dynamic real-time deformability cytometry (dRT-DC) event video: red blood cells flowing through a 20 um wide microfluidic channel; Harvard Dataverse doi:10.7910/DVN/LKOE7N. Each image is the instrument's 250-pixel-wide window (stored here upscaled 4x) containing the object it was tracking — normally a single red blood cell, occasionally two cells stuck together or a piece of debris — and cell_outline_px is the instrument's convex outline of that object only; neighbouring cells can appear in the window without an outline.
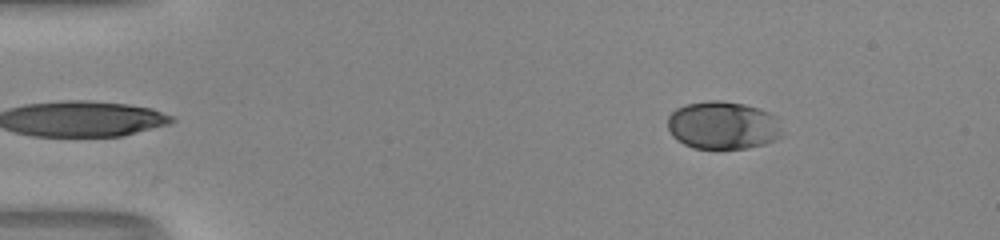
{"species": "human", "species_latin": "Homo sapiens", "temperature_condition": "room temperature", "stored_images_in_passage": 45, "camera_frame_rate_fps": 3000, "um_per_image_px": 0.085, "donor": {"sex": "male"}, "frame": {"image": 1, "passage_image": 1, "time_ms": 0.0, "image_size_px": [1000, 240], "cell_outline_px": [[784, 136], [776, 140], [764, 144], [748, 148], [692, 148], [676, 140], [672, 136], [668, 128], [668, 116], [676, 108], [684, 104], [708, 100], [724, 100], [744, 104], [760, 108], [776, 116], [784, 132]], "centroid_in_image_um": [61.47, 10.64], "position_along_channel_um": 23.5, "area_um2": 32.54}}
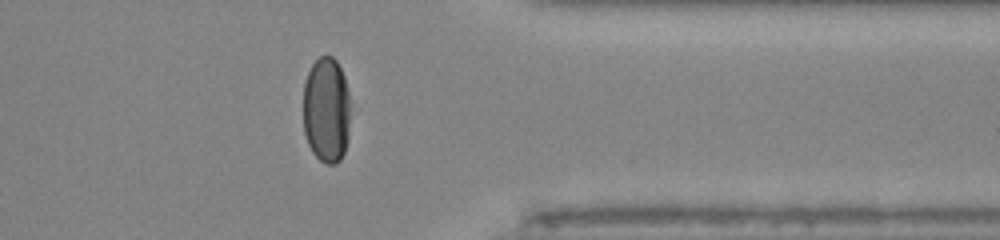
{"frame": {"image": 2, "passage_image": 35, "time_ms": 11.333, "image_size_px": [1000, 240], "cell_outline_px": [[348, 140], [344, 152], [340, 160], [336, 164], [328, 164], [320, 160], [312, 152], [308, 144], [304, 132], [304, 84], [308, 72], [312, 64], [320, 56], [332, 56], [336, 60], [344, 76], [348, 92]], "centroid_in_image_um": [27.73, 9.36], "position_along_channel_um": 383.7, "area_um2": 28.96}}
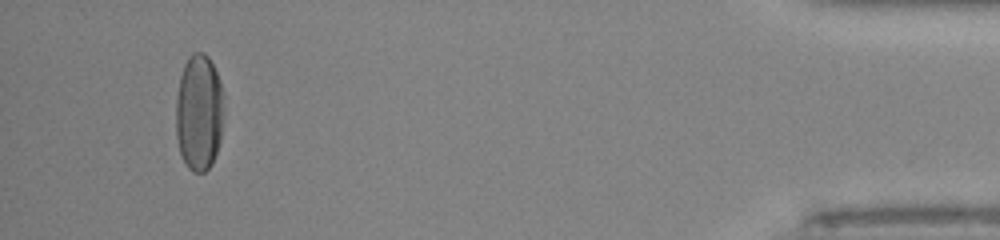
{"frame": {"image": 3, "passage_image": 42, "time_ms": 13.667, "image_size_px": [1000, 240], "cell_outline_px": [[224, 116], [220, 140], [212, 164], [204, 172], [192, 172], [188, 168], [180, 152], [176, 136], [176, 100], [180, 76], [184, 64], [188, 56], [192, 52], [204, 52], [208, 56], [220, 80]], "centroid_in_image_um": [16.91, 9.55], "position_along_channel_um": 418.3, "area_um2": 32.77}, "authors_computed_cell_mechanics": {"area_um2": 32.8882, "velocity_mm_per_s": 4.1278, "shape_relaxation_time_tau1_ms": 3.6773, "shape_relaxation_time_tau2_ms": null, "deformation_change_tau1": 0.2059, "deformation_change_tau2": null}}